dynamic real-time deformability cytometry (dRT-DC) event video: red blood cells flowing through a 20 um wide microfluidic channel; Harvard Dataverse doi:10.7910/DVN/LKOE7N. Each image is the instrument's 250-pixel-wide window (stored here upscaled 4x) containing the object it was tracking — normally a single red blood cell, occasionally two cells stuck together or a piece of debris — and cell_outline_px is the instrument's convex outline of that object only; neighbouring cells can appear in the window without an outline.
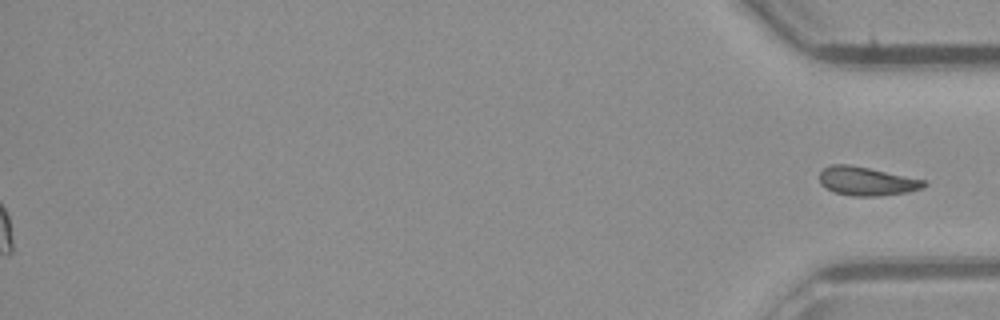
{"species": "common noctule bat (a hibernating species)", "species_latin": "Nyctalus noctula", "temperature_condition": "room temperature", "stored_images_in_passage": 50, "segment_of_instrument_passage": [2, 2], "camera_frame_rate_fps": 3000, "um_per_image_px": 0.085, "animal": {"sex": "male", "body_mass_g": 23.1, "forearm_length_mm": 52.7}, "frame": {"image": 1, "passage_image": 50, "time_ms": 16.333, "image_size_px": [1000, 320], "cell_outline_px": [[928, 184], [924, 188], [904, 192], [876, 196], [852, 196], [836, 192], [824, 188], [820, 184], [820, 172], [824, 168], [832, 164], [848, 164], [868, 168], [924, 180]], "centroid_in_image_um": [73.63, 15.4], "position_along_channel_um": 361.6, "area_um2": 17.22}}